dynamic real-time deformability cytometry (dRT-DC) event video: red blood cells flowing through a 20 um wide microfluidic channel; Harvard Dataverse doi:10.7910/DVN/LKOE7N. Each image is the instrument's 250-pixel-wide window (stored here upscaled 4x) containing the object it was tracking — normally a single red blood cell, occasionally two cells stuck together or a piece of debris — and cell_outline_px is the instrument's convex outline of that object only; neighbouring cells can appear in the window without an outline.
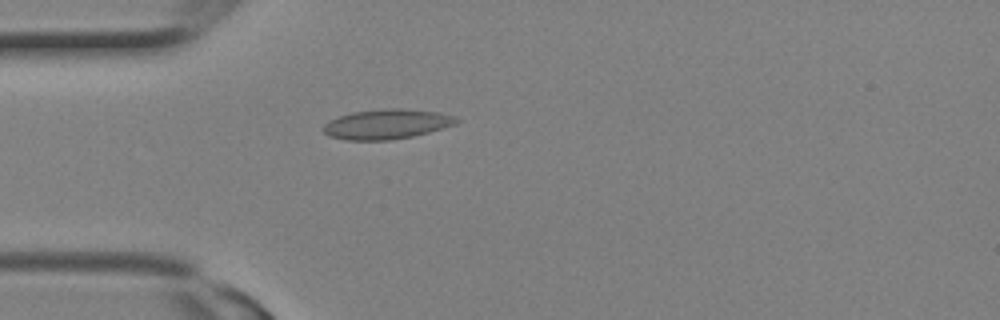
{"species": "Egyptian fruit bat (a non-hibernating species)", "species_latin": "Rousettus aegyptiacus", "temperature_condition": "room temperature", "stored_images_in_passage": 3, "camera_frame_rate_fps": 3000, "um_per_image_px": 0.085, "animal": {"sex": "female"}, "frame": {"image": 1, "passage_image": 3, "time_ms": 0.667, "image_size_px": [1000, 320], "cell_outline_px": [[460, 120], [456, 124], [428, 132], [412, 136], [392, 140], [344, 140], [328, 136], [324, 132], [324, 124], [328, 120], [352, 112], [384, 108], [400, 108], [436, 112], [452, 116]], "centroid_in_image_um": [32.83, 10.55], "position_along_channel_um": 52.2, "area_um2": 23.06}}